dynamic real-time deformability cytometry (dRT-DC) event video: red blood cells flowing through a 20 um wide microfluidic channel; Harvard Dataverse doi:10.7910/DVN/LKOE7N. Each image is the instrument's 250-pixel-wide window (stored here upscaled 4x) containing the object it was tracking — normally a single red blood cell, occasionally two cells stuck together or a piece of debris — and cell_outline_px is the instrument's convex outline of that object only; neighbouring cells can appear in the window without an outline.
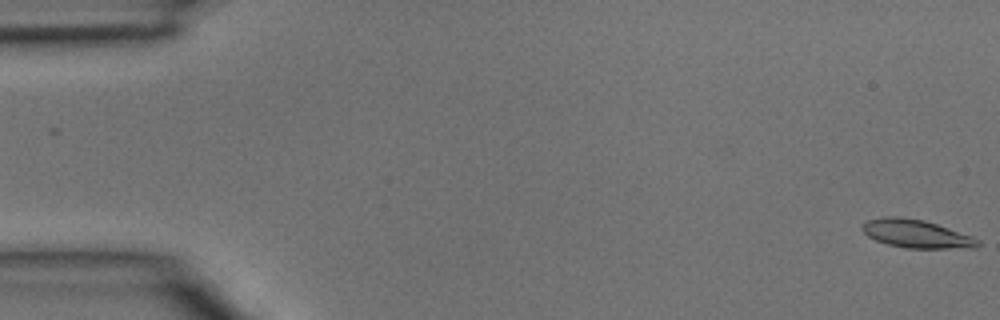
{"species": "common noctule bat (a hibernating species)", "species_latin": "Nyctalus noctula", "temperature_condition": "room temperature", "stored_images_in_passage": 2, "camera_frame_rate_fps": 3000, "um_per_image_px": 0.085, "animal": {"sex": "male", "body_mass_g": 15.6}, "frame": {"image": 1, "passage_image": 2, "time_ms": 0.333, "image_size_px": [1000, 320], "cell_outline_px": [[980, 244], [976, 248], [904, 248], [888, 244], [876, 240], [868, 236], [860, 228], [868, 220], [884, 216], [896, 216], [924, 220], [972, 236], [980, 240]], "centroid_in_image_um": [77.89, 19.87], "position_along_channel_um": 7.1, "area_um2": 18.9}}